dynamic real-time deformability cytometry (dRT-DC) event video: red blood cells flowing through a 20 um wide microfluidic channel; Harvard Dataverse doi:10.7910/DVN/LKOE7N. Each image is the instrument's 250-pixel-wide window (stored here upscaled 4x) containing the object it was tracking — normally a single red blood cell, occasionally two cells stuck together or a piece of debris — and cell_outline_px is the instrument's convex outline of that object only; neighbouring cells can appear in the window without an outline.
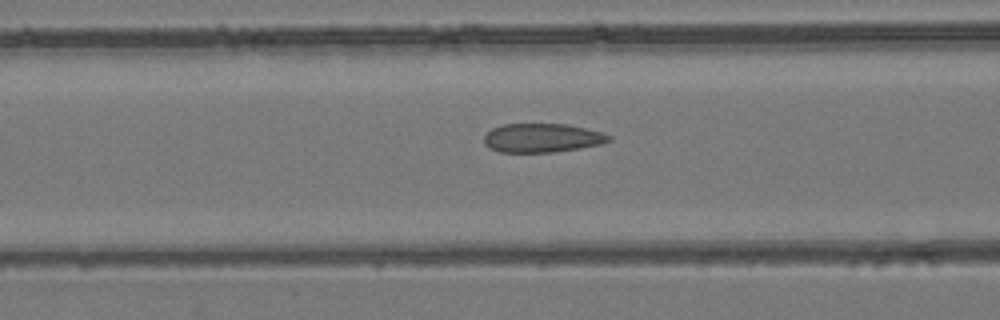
{"species": "common noctule bat (a hibernating species)", "species_latin": "Nyctalus noctula", "temperature_condition": "room temperature", "stored_images_in_passage": 29, "camera_frame_rate_fps": 3000, "um_per_image_px": 0.085, "animal": {"sex": "female", "body_mass_g": 24.6, "forearm_length_mm": 56.2}, "frame": {"image": 1, "passage_image": 11, "time_ms": 3.333, "image_size_px": [1000, 320], "cell_outline_px": [[612, 140], [604, 144], [556, 152], [500, 152], [488, 148], [484, 144], [484, 136], [492, 128], [504, 124], [564, 124], [584, 128], [600, 132], [612, 136]], "centroid_in_image_um": [46.08, 11.73], "position_along_channel_um": 120.5, "area_um2": 21.1}}
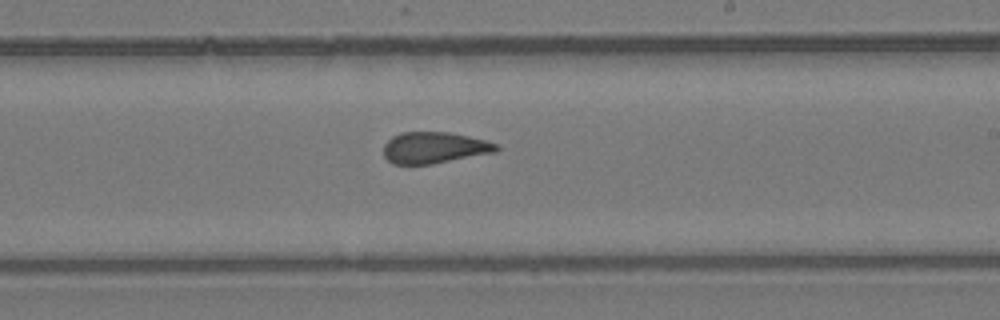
{"frame": {"image": 2, "passage_image": 21, "time_ms": 6.667, "image_size_px": [1000, 320], "cell_outline_px": [[500, 148], [496, 152], [432, 164], [392, 164], [384, 156], [384, 144], [392, 136], [400, 132], [448, 132], [468, 136], [484, 140], [496, 144]], "centroid_in_image_um": [36.89, 12.55], "position_along_channel_um": 252.1, "area_um2": 20.58}}
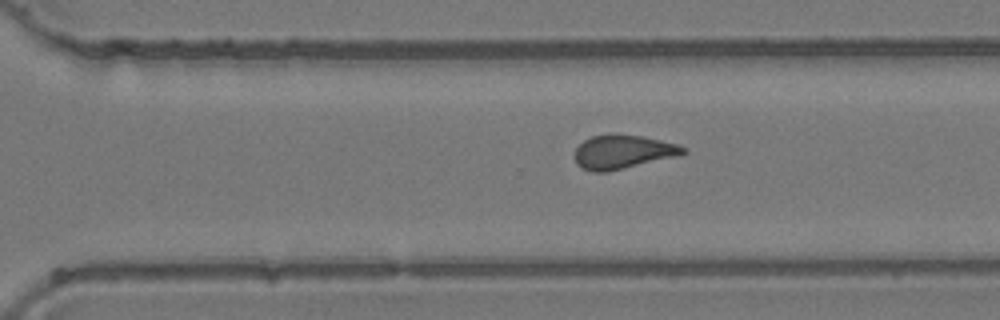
{"frame": {"image": 3, "passage_image": 26, "time_ms": 8.333, "image_size_px": [1000, 320], "cell_outline_px": [[688, 152], [680, 156], [608, 172], [592, 172], [576, 164], [576, 148], [584, 140], [592, 136], [608, 132], [612, 132], [640, 136], [660, 140], [676, 144], [688, 148]], "centroid_in_image_um": [52.98, 12.9], "position_along_channel_um": 317.6, "area_um2": 21.79}}